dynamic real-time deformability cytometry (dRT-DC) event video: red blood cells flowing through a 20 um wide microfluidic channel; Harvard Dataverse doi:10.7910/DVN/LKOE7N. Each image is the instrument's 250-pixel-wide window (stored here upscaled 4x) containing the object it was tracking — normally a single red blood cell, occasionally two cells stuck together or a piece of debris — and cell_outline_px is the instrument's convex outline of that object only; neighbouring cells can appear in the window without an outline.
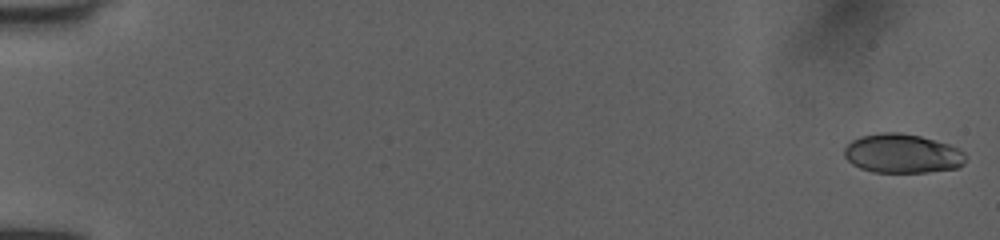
{"species": "human", "species_latin": "Homo sapiens", "temperature_condition": "room temperature", "stored_images_in_passage": 52, "camera_frame_rate_fps": 3000, "um_per_image_px": 0.085, "donor": {"sex": "female"}, "frame": {"image": 1, "passage_image": 1, "time_ms": 0.0, "image_size_px": [1000, 240], "cell_outline_px": [[964, 164], [956, 168], [928, 172], [872, 172], [860, 168], [852, 164], [844, 156], [844, 148], [852, 140], [860, 136], [880, 132], [900, 132], [920, 136], [948, 144], [964, 152]], "centroid_in_image_um": [76.66, 13.05], "position_along_channel_um": 8.3, "area_um2": 27.63}}
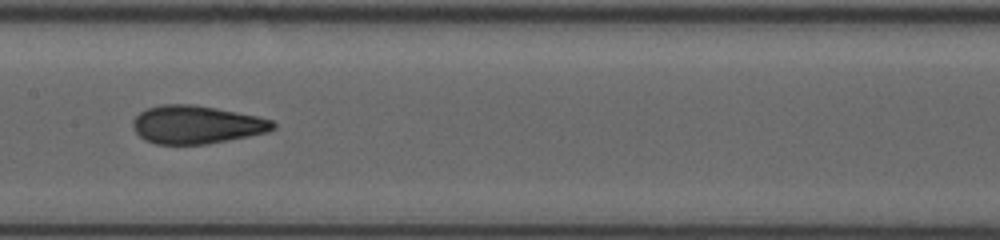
{"frame": {"image": 2, "passage_image": 28, "time_ms": 9.0, "image_size_px": [1000, 240], "cell_outline_px": [[276, 128], [268, 132], [228, 140], [204, 144], [156, 144], [144, 140], [132, 128], [132, 120], [140, 112], [148, 108], [160, 104], [192, 104], [216, 108], [256, 116], [272, 120], [276, 124]], "centroid_in_image_um": [16.68, 10.59], "position_along_channel_um": 190.7, "area_um2": 31.1}}
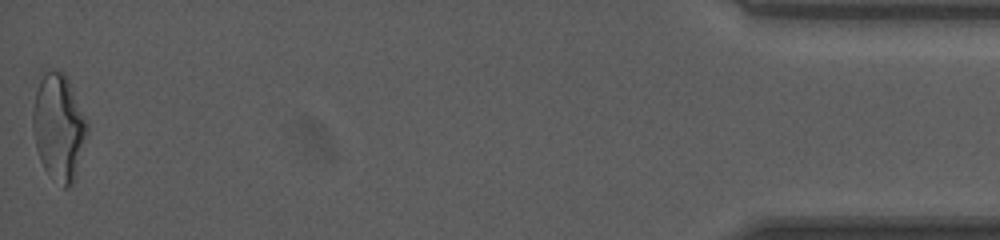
{"frame": {"image": 3, "passage_image": 52, "time_ms": 17.0, "image_size_px": [1000, 240], "cell_outline_px": [[88, 132], [72, 184], [64, 188], [44, 168], [40, 160], [36, 148], [32, 124], [32, 112], [36, 88], [40, 68], [60, 68], [64, 72], [88, 120]], "centroid_in_image_um": [4.96, 10.66], "position_along_channel_um": 430.2, "area_um2": 34.22}, "authors_computed_cell_mechanics": {"area_um2": 30.1716, "velocity_mm_per_s": 4.0631, "shape_relaxation_time_tau1_ms": 9.1224, "shape_relaxation_time_tau2_ms": 1.0228, "deformation_change_tau1": 0.2654, "deformation_change_tau2": 0.0789}}